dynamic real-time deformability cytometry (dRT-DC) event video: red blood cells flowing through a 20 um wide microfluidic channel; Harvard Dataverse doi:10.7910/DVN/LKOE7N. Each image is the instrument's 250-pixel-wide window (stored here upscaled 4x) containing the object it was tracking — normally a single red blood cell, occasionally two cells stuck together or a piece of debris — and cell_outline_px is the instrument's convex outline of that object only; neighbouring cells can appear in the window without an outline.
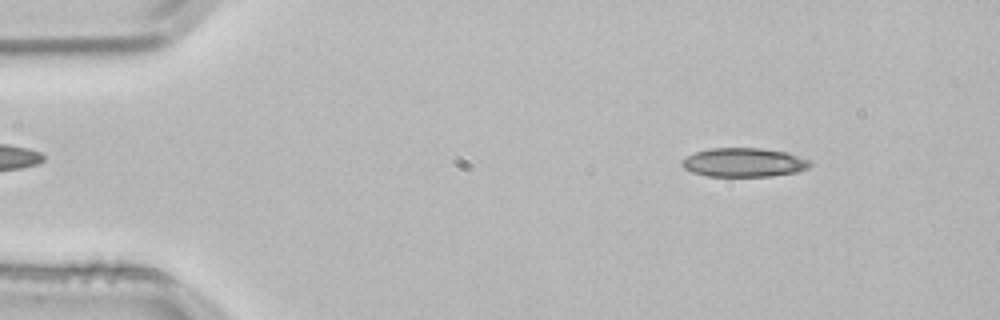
{"species": "common noctule bat (a hibernating species)", "species_latin": "Nyctalus noctula", "temperature_condition": "room temperature", "stored_images_in_passage": 4, "camera_frame_rate_fps": 3000, "um_per_image_px": 0.085, "animal": {"sex": "male", "body_mass_g": 21.5, "forearm_length_mm": 52.0}, "frame": {"image": 1, "passage_image": 4, "time_ms": 1.0, "image_size_px": [1000, 320], "cell_outline_px": [[812, 164], [808, 168], [796, 172], [772, 176], [708, 176], [692, 172], [684, 168], [680, 164], [680, 160], [696, 152], [712, 148], [760, 148], [784, 152], [808, 160]], "centroid_in_image_um": [63.19, 13.81], "position_along_channel_um": 21.8, "area_um2": 21.39}}